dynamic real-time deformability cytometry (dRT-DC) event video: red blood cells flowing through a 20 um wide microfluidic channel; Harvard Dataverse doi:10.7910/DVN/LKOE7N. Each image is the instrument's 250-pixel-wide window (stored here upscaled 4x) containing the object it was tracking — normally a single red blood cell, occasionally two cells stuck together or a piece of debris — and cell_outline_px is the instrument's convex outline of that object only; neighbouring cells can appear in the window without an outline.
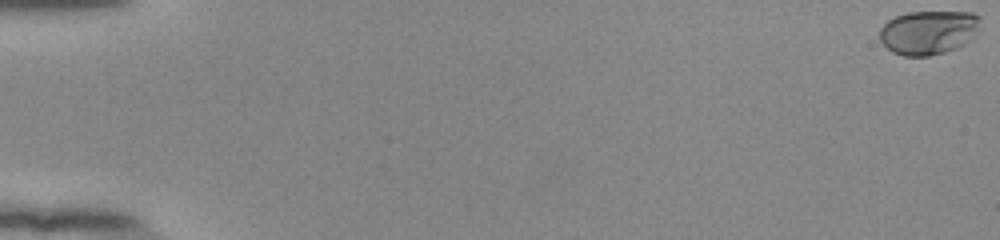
{"species": "human", "species_latin": "Homo sapiens", "temperature_condition": "room temperature", "stored_images_in_passage": 56, "segment_of_instrument_passage": [1, 2], "camera_frame_rate_fps": 3000, "um_per_image_px": 0.085, "donor": {"sex": "female"}, "frame": {"image": 1, "passage_image": 1, "time_ms": 0.0, "image_size_px": [1000, 240], "cell_outline_px": [[980, 20], [964, 44], [956, 48], [944, 52], [928, 56], [904, 56], [892, 52], [880, 40], [880, 28], [888, 20], [896, 16], [908, 12], [972, 12], [980, 16]], "centroid_in_image_um": [78.85, 2.74], "position_along_channel_um": 6.2, "area_um2": 25.32}}
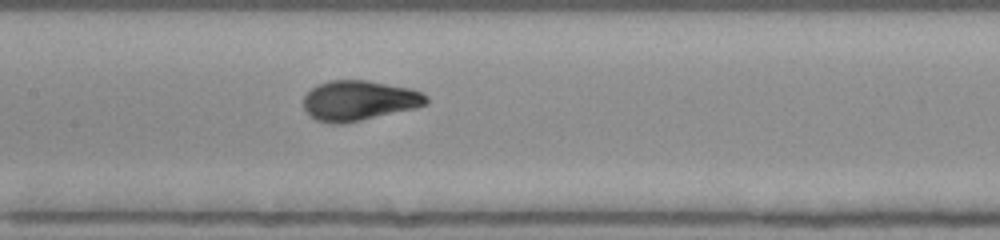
{"frame": {"image": 2, "passage_image": 29, "time_ms": 9.333, "image_size_px": [1000, 240], "cell_outline_px": [[428, 104], [416, 108], [344, 124], [332, 124], [316, 120], [304, 108], [304, 96], [316, 84], [328, 80], [368, 80], [408, 88], [420, 92], [428, 96]], "centroid_in_image_um": [30.52, 8.55], "position_along_channel_um": 176.9, "area_um2": 28.73}}
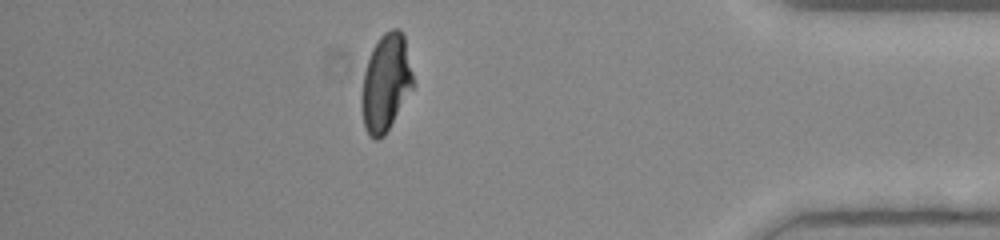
{"frame": {"image": 3, "passage_image": 49, "time_ms": 16.0, "image_size_px": [1000, 240], "cell_outline_px": [[416, 84], [384, 136], [376, 140], [368, 136], [364, 124], [360, 104], [360, 96], [364, 72], [372, 48], [380, 36], [384, 32], [392, 28], [400, 28], [404, 36]], "centroid_in_image_um": [32.8, 7.04], "position_along_channel_um": 402.4, "area_um2": 29.65}}